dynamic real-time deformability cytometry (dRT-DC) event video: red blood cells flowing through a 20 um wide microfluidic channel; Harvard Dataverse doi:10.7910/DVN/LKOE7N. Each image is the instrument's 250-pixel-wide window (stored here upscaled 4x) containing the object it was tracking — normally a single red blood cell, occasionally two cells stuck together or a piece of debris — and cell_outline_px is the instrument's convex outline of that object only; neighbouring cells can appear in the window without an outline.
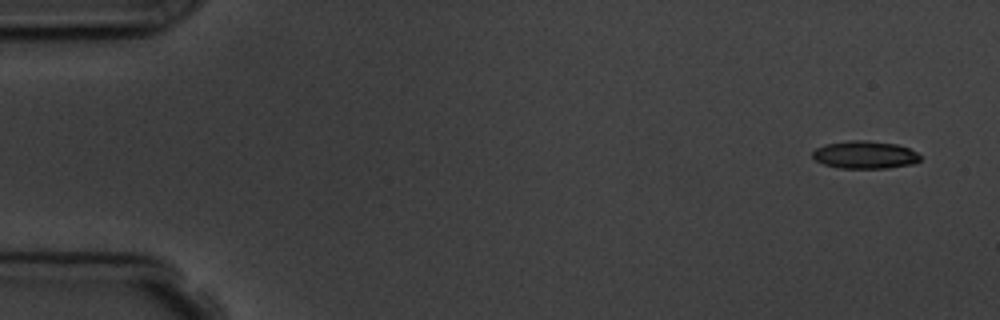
{"species": "common noctule bat (a hibernating species)", "species_latin": "Nyctalus noctula", "temperature_condition": "room temperature", "stored_images_in_passage": 5, "camera_frame_rate_fps": 3000, "um_per_image_px": 0.085, "animal": {"sex": "male", "body_mass_g": 19.5, "forearm_length_mm": 54.6}, "frame": {"image": 1, "passage_image": 1, "time_ms": 0.0, "image_size_px": [1000, 320], "cell_outline_px": [[920, 160], [912, 164], [888, 168], [840, 168], [824, 164], [816, 160], [812, 156], [812, 152], [816, 148], [824, 144], [852, 140], [864, 140], [896, 144], [908, 148], [916, 152], [920, 156]], "centroid_in_image_um": [73.5, 13.16], "position_along_channel_um": 11.5, "area_um2": 17.28}}
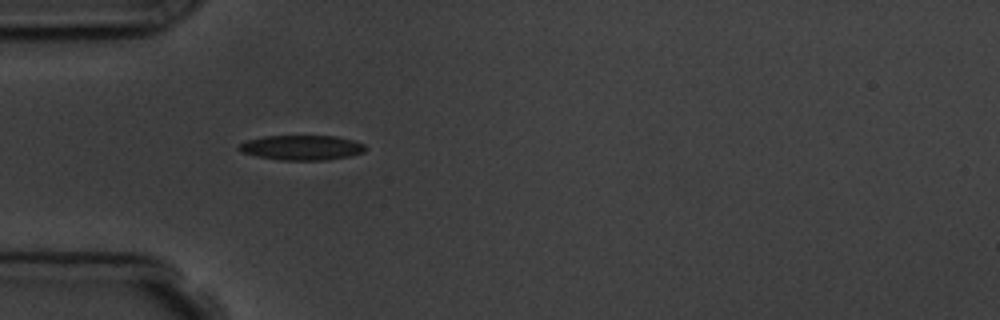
{"frame": {"image": 2, "passage_image": 5, "time_ms": 4.667, "image_size_px": [1000, 320], "cell_outline_px": [[368, 148], [364, 152], [348, 156], [328, 160], [280, 160], [256, 156], [240, 152], [236, 148], [240, 144], [248, 140], [264, 136], [336, 136], [352, 140], [364, 144]], "centroid_in_image_um": [25.64, 12.55], "position_along_channel_um": 59.4, "area_um2": 18.38}}